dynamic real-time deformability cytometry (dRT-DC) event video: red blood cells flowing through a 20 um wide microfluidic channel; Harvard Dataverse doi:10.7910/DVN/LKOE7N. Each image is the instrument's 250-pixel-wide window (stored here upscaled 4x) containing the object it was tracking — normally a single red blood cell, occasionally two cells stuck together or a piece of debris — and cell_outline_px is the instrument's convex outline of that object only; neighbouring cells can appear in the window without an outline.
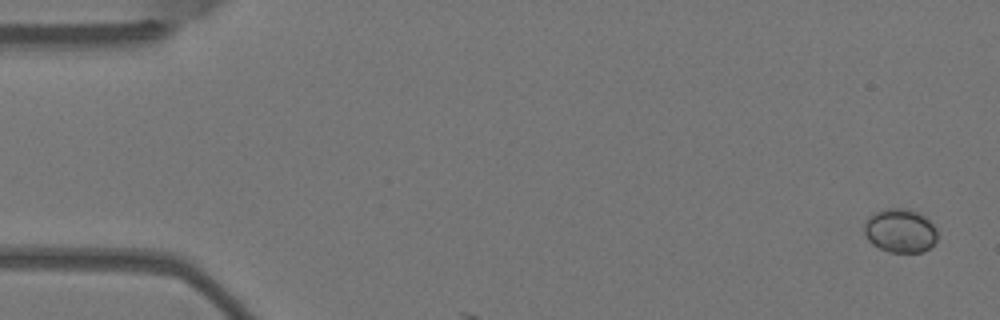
{"species": "Egyptian fruit bat (a non-hibernating species)", "species_latin": "Rousettus aegyptiacus", "temperature_condition": "warm", "stored_images_in_passage": 5, "camera_frame_rate_fps": 3000, "um_per_image_px": 0.085, "animal": {"sex": "female"}, "frame": {"image": 1, "passage_image": 1, "time_ms": 0.0, "image_size_px": [1000, 320], "cell_outline_px": [[936, 240], [924, 252], [888, 252], [872, 244], [868, 240], [864, 232], [864, 224], [872, 212], [888, 208], [904, 208], [916, 212], [924, 216], [936, 228]], "centroid_in_image_um": [76.48, 19.61], "position_along_channel_um": 8.5, "area_um2": 18.61}}